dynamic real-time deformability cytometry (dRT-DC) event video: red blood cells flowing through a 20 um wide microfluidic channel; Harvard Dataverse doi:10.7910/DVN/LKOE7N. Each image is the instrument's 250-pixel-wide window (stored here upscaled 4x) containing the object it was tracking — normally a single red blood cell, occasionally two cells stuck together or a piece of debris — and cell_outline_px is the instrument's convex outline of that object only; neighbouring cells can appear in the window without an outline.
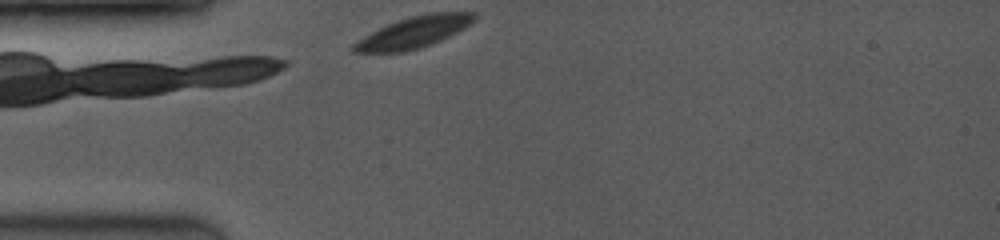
{"species": "common noctule bat (a hibernating species)", "species_latin": "Nyctalus noctula", "temperature_condition": "room temperature", "stored_images_in_passage": 25, "camera_frame_rate_fps": 3500, "um_per_image_px": 0.085, "animal": {"sex": "female", "body_mass_g": 19.0, "forearm_length_mm": 53.3}, "frame": {"image": 1, "passage_image": 1, "time_ms": 0.0, "image_size_px": [1000, 240], "cell_outline_px": [[476, 20], [464, 28], [432, 44], [420, 48], [404, 52], [352, 52], [348, 48], [352, 44], [364, 36], [396, 20], [428, 12], [476, 12]], "centroid_in_image_um": [35.16, 2.74], "position_along_channel_um": 49.8, "area_um2": 22.02}}
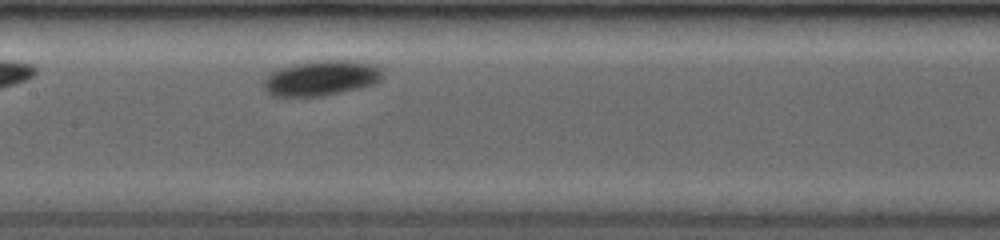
{"frame": {"image": 2, "passage_image": 10, "time_ms": 3.714, "image_size_px": [1000, 240], "cell_outline_px": [[384, 76], [380, 80], [372, 84], [340, 92], [320, 96], [272, 96], [264, 88], [264, 80], [272, 72], [280, 68], [292, 64], [316, 60], [352, 60], [376, 64], [384, 72]], "centroid_in_image_um": [27.33, 6.61], "position_along_channel_um": 180.1, "area_um2": 24.33}}
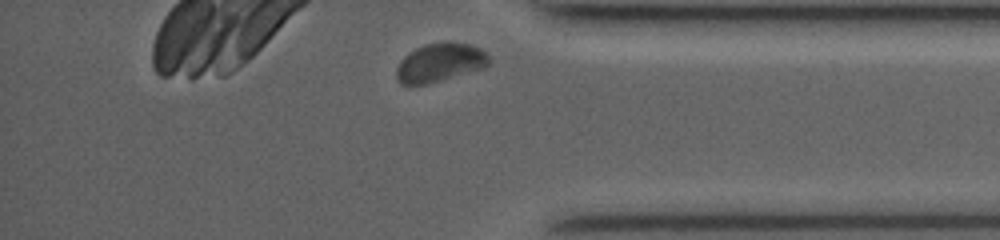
{"frame": {"image": 3, "passage_image": 25, "time_ms": 9.429, "image_size_px": [1000, 240], "cell_outline_px": [[492, 60], [484, 68], [428, 84], [400, 84], [396, 80], [396, 68], [400, 60], [408, 52], [424, 44], [448, 40], [452, 40], [468, 44], [480, 48]], "centroid_in_image_um": [37.38, 5.3], "position_along_channel_um": 397.8, "area_um2": 21.21}, "authors_computed_cell_mechanics": {"area_um2": 22.9466, "velocity_mm_per_s": 3.8214, "shape_relaxation_time_tau1_ms": 1.3458, "shape_relaxation_time_tau2_ms": null, "deformation_change_tau1": 0.0708, "deformation_change_tau2": null}}